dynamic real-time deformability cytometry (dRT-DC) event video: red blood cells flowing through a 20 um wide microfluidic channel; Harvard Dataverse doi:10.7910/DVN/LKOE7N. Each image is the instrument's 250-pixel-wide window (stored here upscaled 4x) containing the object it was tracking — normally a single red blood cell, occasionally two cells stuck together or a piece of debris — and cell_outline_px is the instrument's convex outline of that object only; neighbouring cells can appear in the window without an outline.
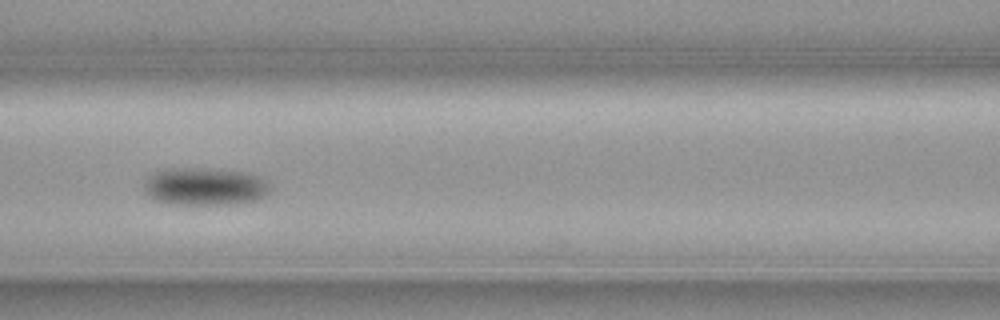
{"species": "common noctule bat (a hibernating species)", "species_latin": "Nyctalus noctula", "temperature_condition": "cold", "stored_images_in_passage": 9, "camera_frame_rate_fps": 3000, "um_per_image_px": 0.085, "animal": {"sex": "female", "body_mass_g": 19.3, "forearm_length_mm": 54.1}, "frame": {"image": 1, "passage_image": 6, "time_ms": 1.667, "image_size_px": [1000, 320], "cell_outline_px": [[268, 196], [260, 200], [236, 204], [168, 204], [152, 200], [144, 192], [144, 184], [148, 176], [164, 168], [196, 168], [240, 172], [256, 176], [268, 184]], "centroid_in_image_um": [17.35, 15.88], "position_along_channel_um": 149.3, "area_um2": 27.69}}